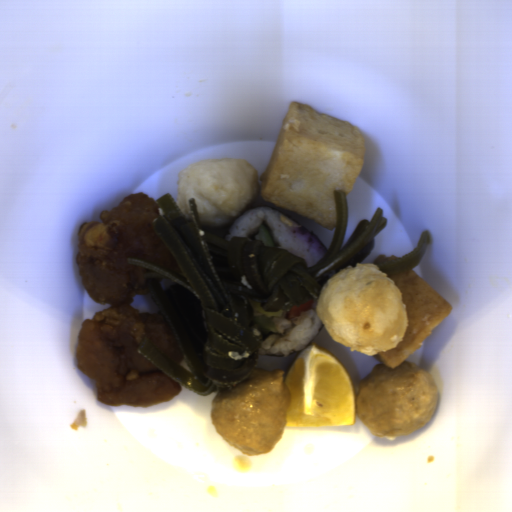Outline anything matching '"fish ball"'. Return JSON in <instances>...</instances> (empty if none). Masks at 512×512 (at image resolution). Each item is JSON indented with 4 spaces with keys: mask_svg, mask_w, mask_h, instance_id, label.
I'll return each mask as SVG.
<instances>
[{
    "mask_svg": "<svg viewBox=\"0 0 512 512\" xmlns=\"http://www.w3.org/2000/svg\"><path fill=\"white\" fill-rule=\"evenodd\" d=\"M453 305L414 270L388 276L374 262L327 279L315 312L330 338L395 369L421 349Z\"/></svg>",
    "mask_w": 512,
    "mask_h": 512,
    "instance_id": "fish-ball-1",
    "label": "fish ball"
},
{
    "mask_svg": "<svg viewBox=\"0 0 512 512\" xmlns=\"http://www.w3.org/2000/svg\"><path fill=\"white\" fill-rule=\"evenodd\" d=\"M365 163L366 142L360 127L291 100L260 176V196L336 230L334 190L351 192Z\"/></svg>",
    "mask_w": 512,
    "mask_h": 512,
    "instance_id": "fish-ball-2",
    "label": "fish ball"
},
{
    "mask_svg": "<svg viewBox=\"0 0 512 512\" xmlns=\"http://www.w3.org/2000/svg\"><path fill=\"white\" fill-rule=\"evenodd\" d=\"M258 192V171L245 158L205 159L178 172V207L188 218L194 197L206 228L229 224Z\"/></svg>",
    "mask_w": 512,
    "mask_h": 512,
    "instance_id": "fish-ball-3",
    "label": "fish ball"
},
{
    "mask_svg": "<svg viewBox=\"0 0 512 512\" xmlns=\"http://www.w3.org/2000/svg\"><path fill=\"white\" fill-rule=\"evenodd\" d=\"M402 256H396V255H392V254H380L378 256L375 257L374 261L372 264H375L376 267H382L386 264H388L389 262L397 259V258H400Z\"/></svg>",
    "mask_w": 512,
    "mask_h": 512,
    "instance_id": "fish-ball-4",
    "label": "fish ball"
}]
</instances>
